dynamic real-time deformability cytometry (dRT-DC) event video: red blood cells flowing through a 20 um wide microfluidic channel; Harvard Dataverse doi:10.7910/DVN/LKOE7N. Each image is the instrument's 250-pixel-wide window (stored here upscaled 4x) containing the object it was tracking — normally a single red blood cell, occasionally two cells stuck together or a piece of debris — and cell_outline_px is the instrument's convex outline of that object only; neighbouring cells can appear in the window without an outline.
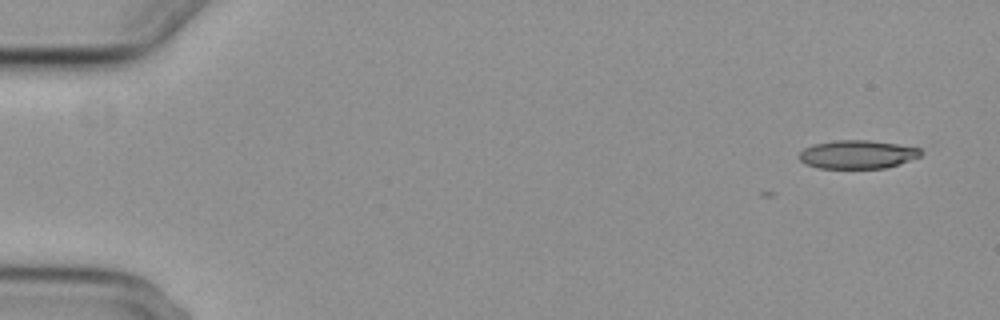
{"species": "common noctule bat (a hibernating species)", "species_latin": "Nyctalus noctula", "temperature_condition": "cold", "stored_images_in_passage": 5, "camera_frame_rate_fps": 3000, "um_per_image_px": 0.085, "animal": {"sex": "female", "body_mass_g": 29.2, "forearm_length_mm": 56.3}, "frame": {"image": 1, "passage_image": 1, "time_ms": 0.0, "image_size_px": [1000, 320], "cell_outline_px": [[924, 152], [920, 156], [884, 168], [816, 168], [804, 164], [800, 160], [800, 152], [804, 148], [812, 144], [836, 140], [868, 140], [896, 144], [920, 148]], "centroid_in_image_um": [72.84, 13.12], "position_along_channel_um": 12.2, "area_um2": 20.06}}
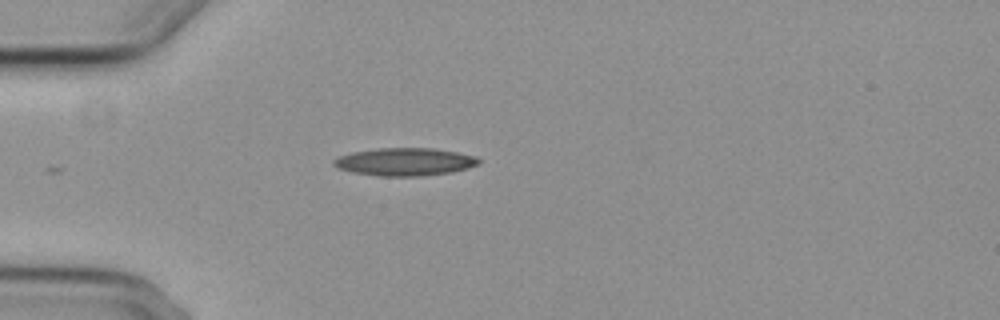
{"frame": {"image": 2, "passage_image": 5, "time_ms": 4.333, "image_size_px": [1000, 320], "cell_outline_px": [[480, 164], [468, 168], [452, 172], [420, 176], [380, 176], [352, 172], [340, 168], [332, 164], [332, 160], [340, 156], [352, 152], [380, 148], [432, 148], [456, 152], [476, 156], [480, 160]], "centroid_in_image_um": [34.43, 13.75], "position_along_channel_um": 50.6, "area_um2": 23.41}}